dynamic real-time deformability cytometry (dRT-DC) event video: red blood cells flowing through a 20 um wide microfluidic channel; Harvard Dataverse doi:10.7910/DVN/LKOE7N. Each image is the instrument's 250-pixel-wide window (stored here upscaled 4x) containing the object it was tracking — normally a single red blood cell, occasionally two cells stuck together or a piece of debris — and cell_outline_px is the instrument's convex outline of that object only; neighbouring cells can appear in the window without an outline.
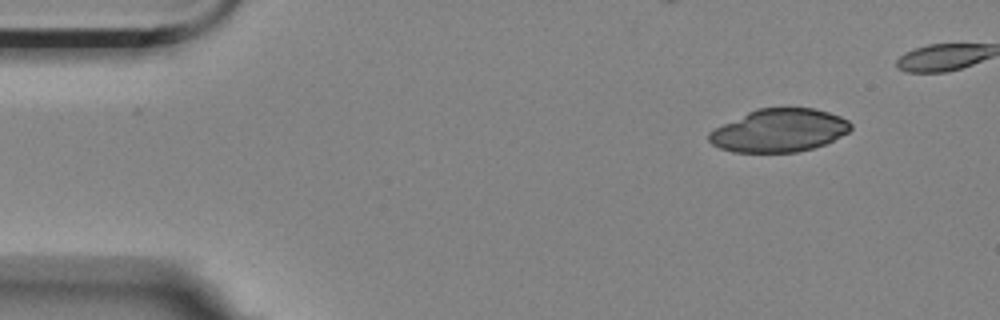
{"species": "Egyptian fruit bat (a non-hibernating species)", "species_latin": "Rousettus aegyptiacus", "temperature_condition": "room temperature", "stored_images_in_passage": 5, "camera_frame_rate_fps": 3000, "um_per_image_px": 0.085, "animal": {"sex": "female"}, "frame": {"image": 1, "passage_image": 5, "time_ms": 1.333, "image_size_px": [1000, 320], "cell_outline_px": [[852, 128], [848, 132], [824, 144], [812, 148], [796, 152], [732, 152], [720, 148], [712, 144], [708, 140], [708, 132], [756, 108], [812, 108], [828, 112], [840, 116], [848, 120], [852, 124]], "centroid_in_image_um": [66.23, 11.09], "position_along_channel_um": 18.8, "area_um2": 35.26}}